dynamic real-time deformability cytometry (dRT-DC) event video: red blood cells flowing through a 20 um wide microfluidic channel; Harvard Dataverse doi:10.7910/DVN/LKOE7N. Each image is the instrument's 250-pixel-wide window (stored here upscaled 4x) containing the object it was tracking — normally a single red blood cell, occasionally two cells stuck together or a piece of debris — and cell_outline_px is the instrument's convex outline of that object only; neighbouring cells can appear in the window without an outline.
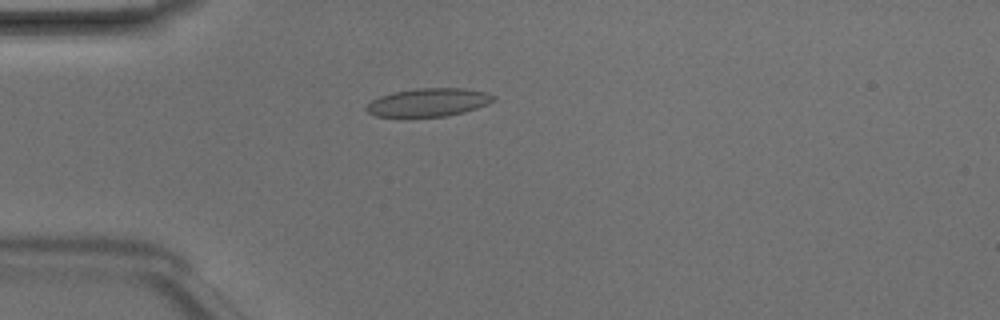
{"species": "Egyptian fruit bat (a non-hibernating species)", "species_latin": "Rousettus aegyptiacus", "temperature_condition": "room temperature", "stored_images_in_passage": 48, "camera_frame_rate_fps": 3000, "um_per_image_px": 0.085, "animal": {"sex": "male"}, "frame": {"image": 1, "passage_image": 13, "time_ms": 4.0, "image_size_px": [1000, 320], "cell_outline_px": [[496, 96], [488, 104], [464, 112], [444, 116], [376, 116], [368, 112], [364, 108], [372, 100], [380, 96], [392, 92], [416, 88], [464, 88], [484, 92]], "centroid_in_image_um": [36.4, 8.69], "position_along_channel_um": 48.6, "area_um2": 20.63}}
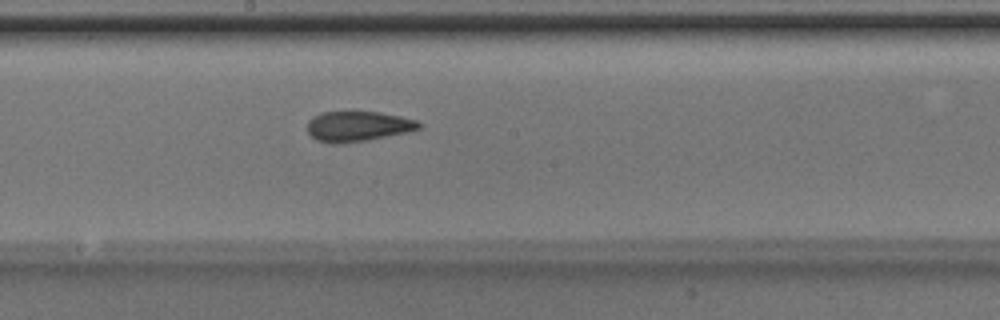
{"frame": {"image": 2, "passage_image": 26, "time_ms": 8.333, "image_size_px": [1000, 320], "cell_outline_px": [[420, 128], [408, 132], [364, 140], [340, 144], [332, 144], [316, 140], [308, 132], [308, 120], [312, 116], [320, 112], [380, 112], [400, 116], [416, 120], [420, 124]], "centroid_in_image_um": [30.38, 10.73], "position_along_channel_um": 217.8, "area_um2": 19.54}}
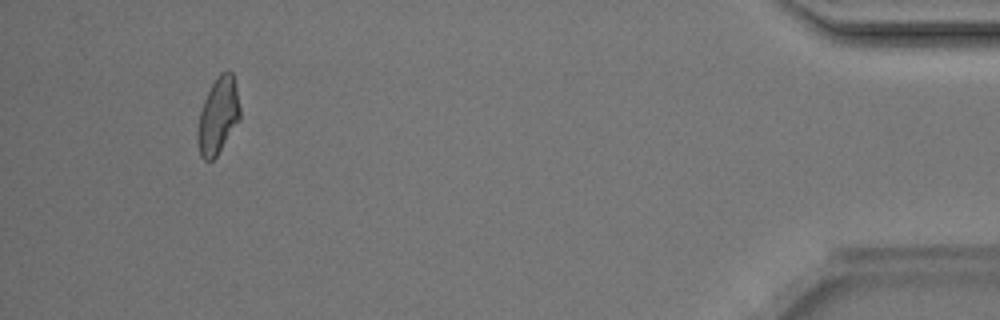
{"frame": {"image": 3, "passage_image": 45, "time_ms": 14.667, "image_size_px": [1000, 320], "cell_outline_px": [[240, 120], [216, 156], [212, 160], [204, 160], [200, 156], [196, 136], [196, 132], [200, 112], [204, 100], [212, 84], [220, 72], [232, 72], [236, 88], [240, 108]], "centroid_in_image_um": [18.52, 9.87], "position_along_channel_um": 416.7, "area_um2": 18.73}, "authors_computed_cell_mechanics": {"area_um2": 19.9121, "velocity_mm_per_s": 4.2242, "shape_relaxation_time_tau1_ms": 8.2991, "shape_relaxation_time_tau2_ms": 2.6319, "deformation_change_tau1": 0.1739, "deformation_change_tau2": 0.0808}}